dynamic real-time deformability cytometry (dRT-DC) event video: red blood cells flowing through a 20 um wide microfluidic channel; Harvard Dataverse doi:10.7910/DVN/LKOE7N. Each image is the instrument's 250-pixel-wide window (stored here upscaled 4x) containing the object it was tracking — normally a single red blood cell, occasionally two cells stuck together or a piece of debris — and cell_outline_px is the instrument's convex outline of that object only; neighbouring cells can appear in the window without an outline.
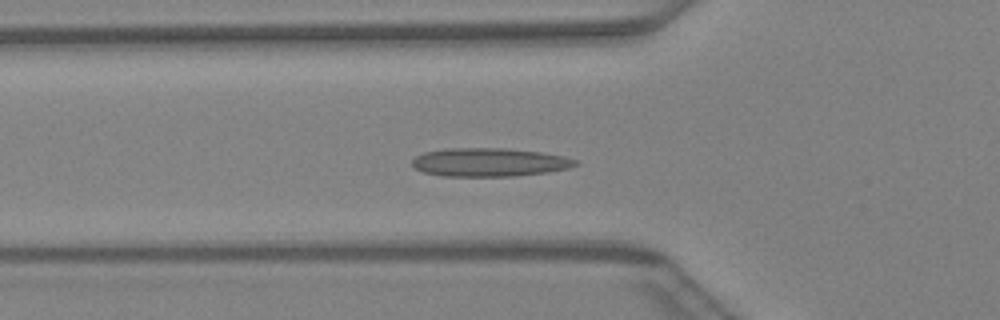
{"species": "Egyptian fruit bat (a non-hibernating species)", "species_latin": "Rousettus aegyptiacus", "temperature_condition": "warm", "stored_images_in_passage": 40, "camera_frame_rate_fps": 3000, "um_per_image_px": 0.085, "animal": {"sex": "female"}, "frame": {"image": 1, "passage_image": 15, "time_ms": 4.667, "image_size_px": [1000, 320], "cell_outline_px": [[580, 164], [568, 168], [548, 172], [516, 176], [444, 176], [424, 172], [416, 168], [412, 164], [412, 160], [416, 156], [424, 152], [448, 148], [508, 148], [540, 152], [564, 156], [576, 160]], "centroid_in_image_um": [41.62, 13.79], "position_along_channel_um": 84.2, "area_um2": 27.11}}
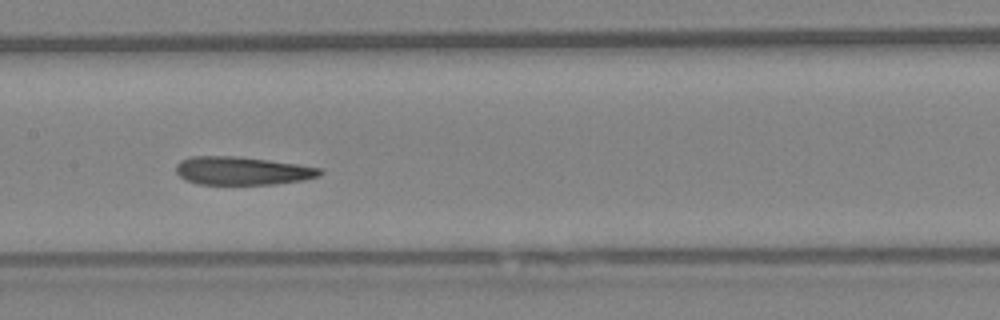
{"frame": {"image": 2, "passage_image": 22, "time_ms": 7.0, "image_size_px": [1000, 320], "cell_outline_px": [[324, 172], [320, 176], [304, 180], [272, 184], [200, 184], [188, 180], [180, 176], [176, 172], [176, 164], [180, 160], [192, 156], [236, 156], [268, 160], [296, 164], [320, 168]], "centroid_in_image_um": [20.59, 14.51], "position_along_channel_um": 186.8, "area_um2": 23.52}}
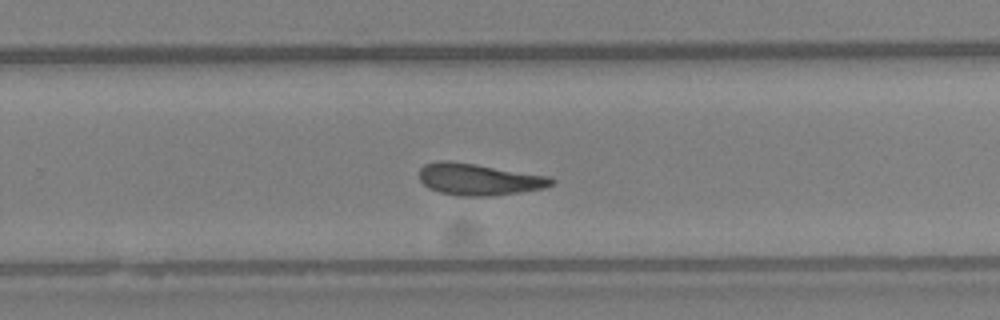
{"frame": {"image": 3, "passage_image": 29, "time_ms": 9.333, "image_size_px": [1000, 320], "cell_outline_px": [[556, 180], [552, 184], [544, 188], [520, 192], [492, 196], [456, 196], [440, 192], [428, 188], [420, 180], [420, 168], [424, 164], [440, 160], [448, 160], [476, 164], [548, 176]], "centroid_in_image_um": [40.68, 15.25], "position_along_channel_um": 289.1, "area_um2": 24.45}}